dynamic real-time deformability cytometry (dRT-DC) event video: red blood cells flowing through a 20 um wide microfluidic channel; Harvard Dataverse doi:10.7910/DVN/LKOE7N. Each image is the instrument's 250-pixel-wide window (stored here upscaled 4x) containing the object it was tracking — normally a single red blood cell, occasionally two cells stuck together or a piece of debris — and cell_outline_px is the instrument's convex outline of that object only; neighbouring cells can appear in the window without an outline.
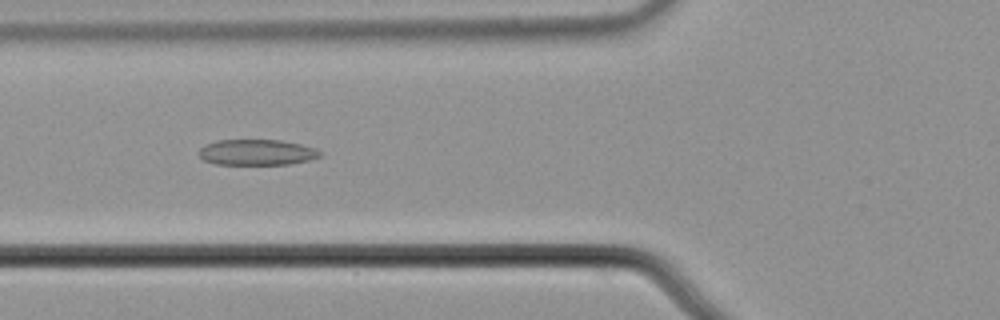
{"species": "common noctule bat (a hibernating species)", "species_latin": "Nyctalus noctula", "temperature_condition": "cold", "stored_images_in_passage": 56, "camera_frame_rate_fps": 3000, "um_per_image_px": 0.085, "animal": {"sex": "male", "body_mass_g": 21.5, "forearm_length_mm": 52.0}, "frame": {"image": 1, "passage_image": 21, "time_ms": 6.667, "image_size_px": [1000, 320], "cell_outline_px": [[324, 152], [320, 156], [308, 160], [288, 164], [216, 164], [204, 160], [200, 156], [200, 148], [204, 144], [216, 140], [280, 140], [300, 144], [316, 148]], "centroid_in_image_um": [21.84, 12.94], "position_along_channel_um": 104.0, "area_um2": 18.15}}
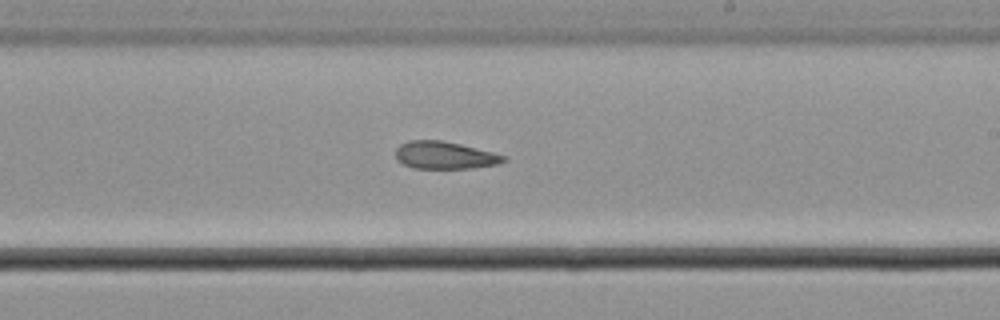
{"frame": {"image": 2, "passage_image": 33, "time_ms": 10.667, "image_size_px": [1000, 320], "cell_outline_px": [[508, 160], [500, 164], [472, 168], [412, 168], [396, 160], [396, 148], [400, 144], [408, 140], [440, 140], [460, 144], [492, 152], [504, 156]], "centroid_in_image_um": [37.78, 13.2], "position_along_channel_um": 251.2, "area_um2": 17.28}}
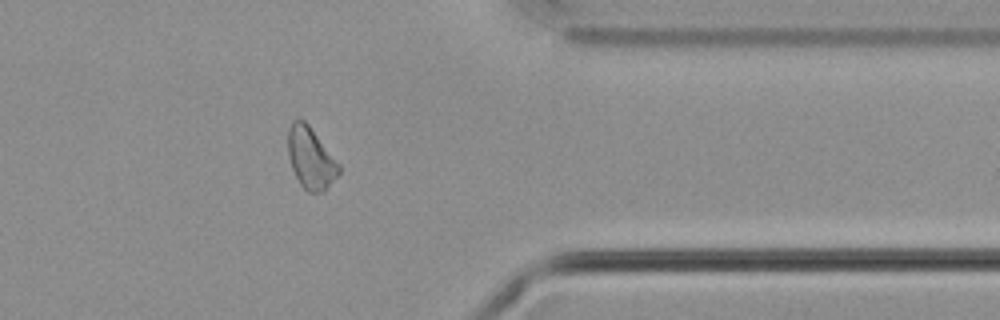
{"frame": {"image": 3, "passage_image": 45, "time_ms": 14.667, "image_size_px": [1000, 320], "cell_outline_px": [[340, 172], [324, 192], [308, 192], [300, 184], [292, 168], [288, 156], [288, 128], [292, 120], [304, 120], [308, 124], [340, 164]], "centroid_in_image_um": [26.41, 13.44], "position_along_channel_um": 385.0, "area_um2": 18.15}, "authors_computed_cell_mechanics": {"area_um2": 19.0162, "velocity_mm_per_s": 3.6794, "shape_relaxation_time_tau1_ms": null, "shape_relaxation_time_tau2_ms": 10.0471, "deformation_change_tau1": null, "deformation_change_tau2": 0.1943}}